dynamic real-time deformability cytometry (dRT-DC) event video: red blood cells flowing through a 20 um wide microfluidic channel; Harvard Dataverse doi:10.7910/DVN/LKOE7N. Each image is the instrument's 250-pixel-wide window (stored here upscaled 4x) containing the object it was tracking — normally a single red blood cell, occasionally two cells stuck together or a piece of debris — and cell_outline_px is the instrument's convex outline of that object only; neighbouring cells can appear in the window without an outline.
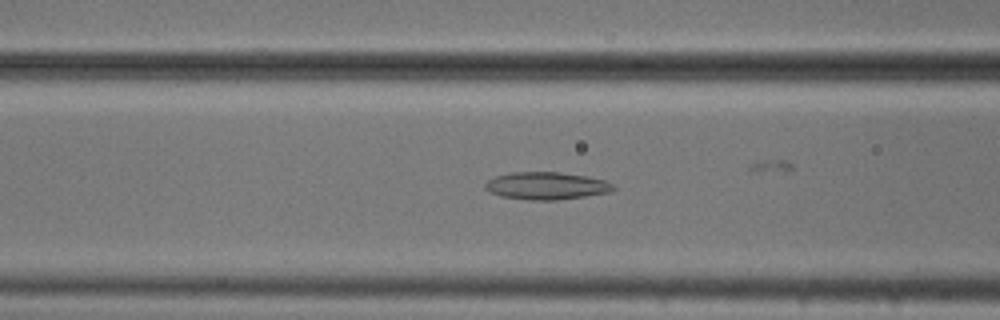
{"species": "common noctule bat (a hibernating species)", "species_latin": "Nyctalus noctula", "temperature_condition": "cold", "stored_images_in_passage": 41, "camera_frame_rate_fps": 3000, "um_per_image_px": 0.085, "animal": {"sex": "male", "body_mass_g": 20.5, "forearm_length_mm": 52.5}, "frame": {"image": 1, "passage_image": 20, "time_ms": 6.333, "image_size_px": [1000, 320], "cell_outline_px": [[616, 188], [608, 192], [584, 196], [556, 200], [528, 200], [500, 196], [484, 188], [484, 184], [488, 180], [496, 176], [512, 172], [560, 172], [588, 176], [604, 180], [616, 184]], "centroid_in_image_um": [46.46, 15.79], "position_along_channel_um": 120.1, "area_um2": 20.52}}
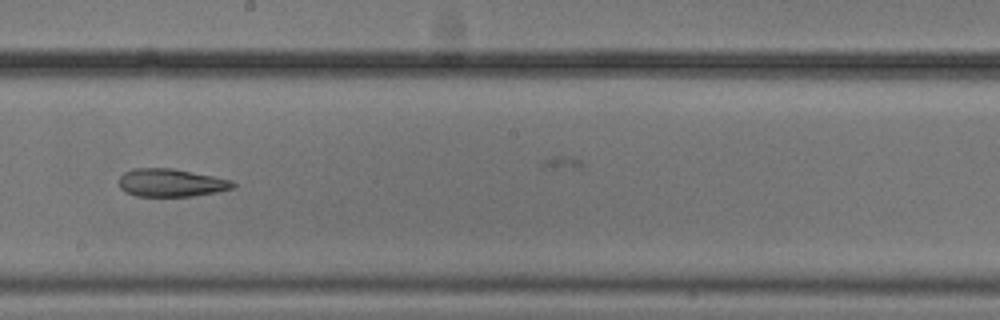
{"frame": {"image": 2, "passage_image": 29, "time_ms": 9.333, "image_size_px": [1000, 320], "cell_outline_px": [[236, 184], [232, 188], [216, 192], [192, 196], [136, 196], [124, 192], [120, 188], [120, 176], [124, 172], [132, 168], [172, 168], [232, 180]], "centroid_in_image_um": [14.5, 15.53], "position_along_channel_um": 233.7, "area_um2": 18.5}}
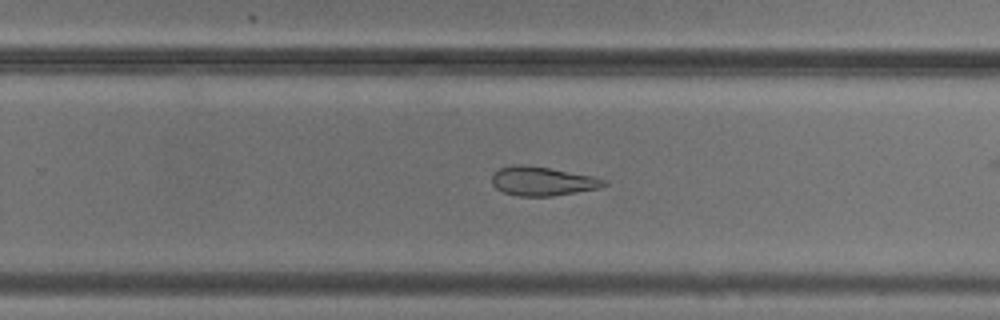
{"frame": {"image": 3, "passage_image": 33, "time_ms": 10.667, "image_size_px": [1000, 320], "cell_outline_px": [[608, 184], [596, 188], [576, 192], [552, 196], [516, 196], [504, 192], [496, 188], [492, 184], [492, 176], [500, 168], [512, 164], [524, 164], [596, 176], [608, 180]], "centroid_in_image_um": [46.11, 15.39], "position_along_channel_um": 283.7, "area_um2": 18.96}}